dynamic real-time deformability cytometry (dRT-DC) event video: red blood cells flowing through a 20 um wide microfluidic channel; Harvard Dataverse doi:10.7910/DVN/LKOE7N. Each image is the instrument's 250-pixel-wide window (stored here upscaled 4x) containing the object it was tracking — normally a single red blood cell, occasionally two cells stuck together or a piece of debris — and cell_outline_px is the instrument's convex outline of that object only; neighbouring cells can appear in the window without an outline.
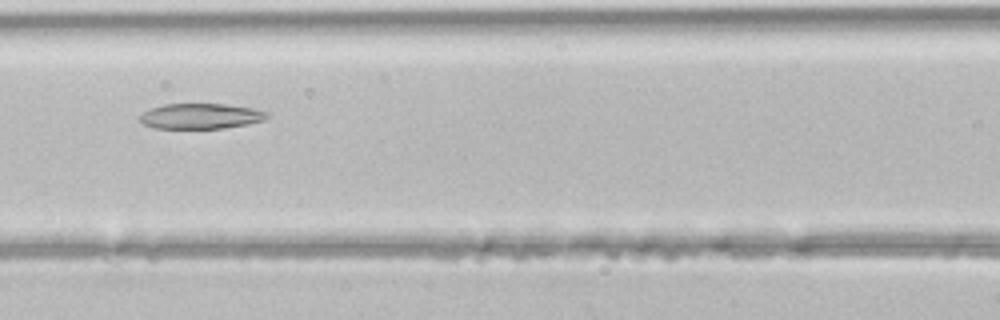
{"species": "common noctule bat (a hibernating species)", "species_latin": "Nyctalus noctula", "temperature_condition": "room temperature", "stored_images_in_passage": 44, "camera_frame_rate_fps": 3000, "um_per_image_px": 0.085, "animal": {"sex": "male", "body_mass_g": 21.5, "forearm_length_mm": 52.0}, "frame": {"image": 1, "passage_image": 18, "time_ms": 5.667, "image_size_px": [1000, 320], "cell_outline_px": [[268, 116], [264, 120], [248, 124], [224, 128], [156, 128], [144, 124], [136, 116], [152, 108], [164, 104], [224, 104], [252, 108], [268, 112]], "centroid_in_image_um": [17.05, 9.87], "position_along_channel_um": 149.5, "area_um2": 18.73}}
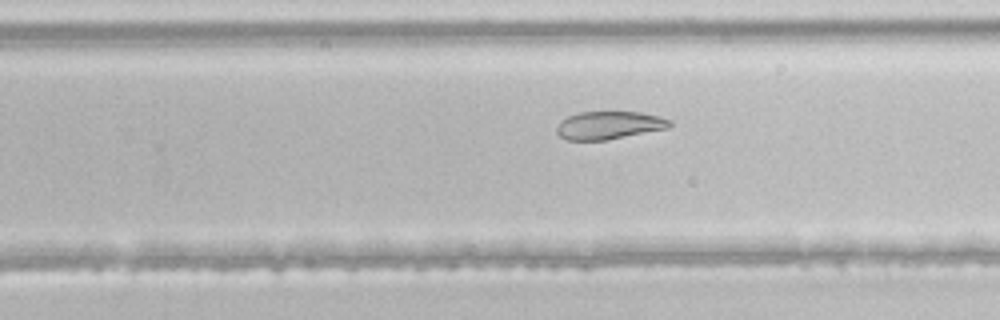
{"frame": {"image": 2, "passage_image": 27, "time_ms": 8.667, "image_size_px": [1000, 320], "cell_outline_px": [[672, 124], [668, 128], [608, 140], [568, 140], [560, 136], [556, 132], [556, 128], [560, 120], [568, 116], [580, 112], [640, 112], [660, 116], [672, 120]], "centroid_in_image_um": [51.78, 10.64], "position_along_channel_um": 278.0, "area_um2": 18.5}}
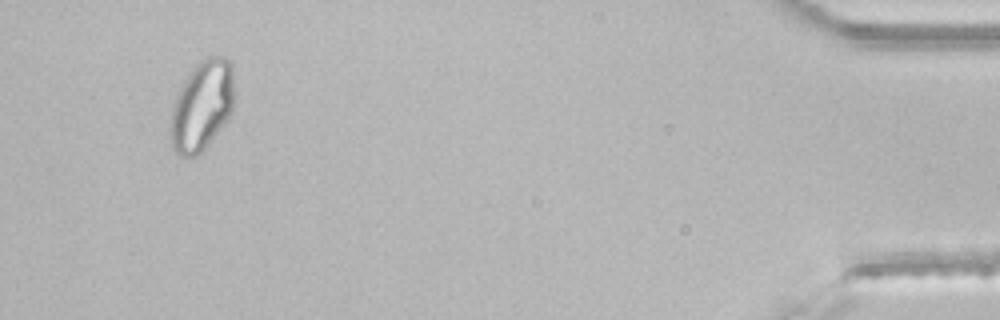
{"frame": {"image": 3, "passage_image": 42, "time_ms": 13.667, "image_size_px": [1000, 320], "cell_outline_px": [[232, 112], [228, 120], [208, 144], [196, 156], [176, 156], [172, 148], [168, 136], [168, 128], [172, 104], [176, 92], [192, 68], [200, 60], [208, 56], [224, 56], [232, 60]], "centroid_in_image_um": [17.1, 9.0], "position_along_channel_um": 418.1, "area_um2": 34.16}}